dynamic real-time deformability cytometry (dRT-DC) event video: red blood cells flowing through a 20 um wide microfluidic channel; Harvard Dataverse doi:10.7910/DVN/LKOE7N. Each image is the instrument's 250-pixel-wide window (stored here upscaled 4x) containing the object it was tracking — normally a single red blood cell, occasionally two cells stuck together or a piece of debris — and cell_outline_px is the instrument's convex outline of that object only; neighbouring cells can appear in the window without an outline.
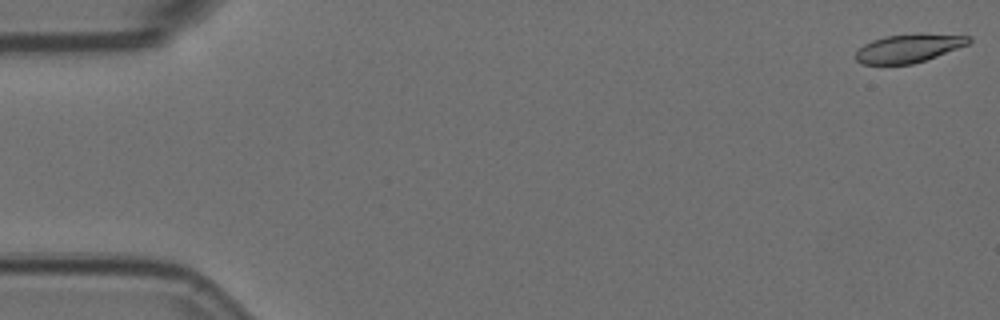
{"species": "Egyptian fruit bat (a non-hibernating species)", "species_latin": "Rousettus aegyptiacus", "temperature_condition": "room temperature", "stored_images_in_passage": 26, "camera_frame_rate_fps": 3000, "um_per_image_px": 0.085, "animal": {"sex": "female"}, "frame": {"image": 1, "passage_image": 1, "time_ms": 0.0, "image_size_px": [1000, 320], "cell_outline_px": [[972, 40], [968, 44], [936, 56], [912, 64], [860, 64], [856, 60], [856, 52], [864, 44], [872, 40], [888, 36], [972, 36]], "centroid_in_image_um": [77.16, 4.15], "position_along_channel_um": 7.8, "area_um2": 17.57}}
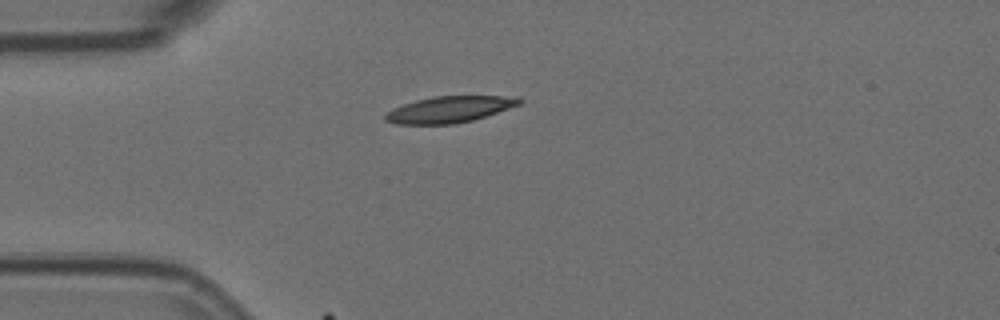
{"frame": {"image": 2, "passage_image": 15, "time_ms": 4.667, "image_size_px": [1000, 320], "cell_outline_px": [[524, 100], [520, 104], [472, 120], [456, 124], [396, 124], [384, 120], [384, 116], [392, 108], [416, 100], [432, 96], [520, 96]], "centroid_in_image_um": [38.2, 9.29], "position_along_channel_um": 46.8, "area_um2": 20.52}}